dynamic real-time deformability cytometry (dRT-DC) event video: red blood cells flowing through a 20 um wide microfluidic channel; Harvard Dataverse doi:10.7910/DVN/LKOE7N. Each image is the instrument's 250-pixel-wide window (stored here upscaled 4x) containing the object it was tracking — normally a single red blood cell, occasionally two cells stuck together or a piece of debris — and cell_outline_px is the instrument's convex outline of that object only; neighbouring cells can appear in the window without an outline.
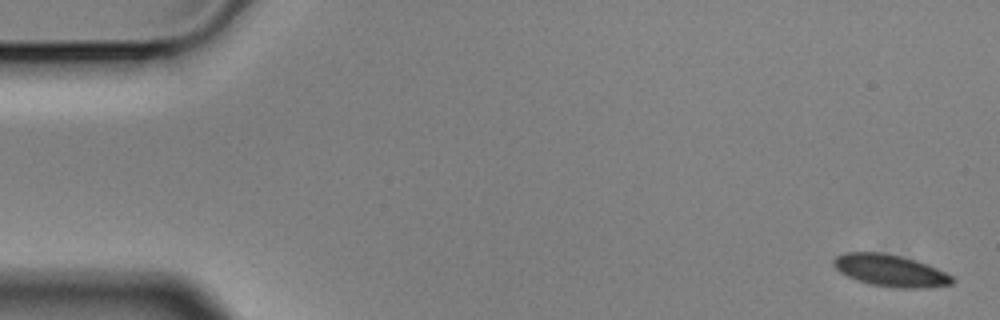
{"species": "Egyptian fruit bat (a non-hibernating species)", "species_latin": "Rousettus aegyptiacus", "temperature_condition": "cold", "stored_images_in_passage": 4, "camera_frame_rate_fps": 3000, "um_per_image_px": 0.085, "animal": {"sex": "male"}, "frame": {"image": 1, "passage_image": 1, "time_ms": 0.0, "image_size_px": [1000, 320], "cell_outline_px": [[956, 280], [952, 284], [924, 288], [896, 288], [872, 284], [856, 280], [840, 272], [832, 264], [832, 260], [836, 256], [844, 252], [880, 252], [900, 256], [916, 260], [928, 264], [952, 276]], "centroid_in_image_um": [75.67, 22.99], "position_along_channel_um": 9.3, "area_um2": 22.08}}